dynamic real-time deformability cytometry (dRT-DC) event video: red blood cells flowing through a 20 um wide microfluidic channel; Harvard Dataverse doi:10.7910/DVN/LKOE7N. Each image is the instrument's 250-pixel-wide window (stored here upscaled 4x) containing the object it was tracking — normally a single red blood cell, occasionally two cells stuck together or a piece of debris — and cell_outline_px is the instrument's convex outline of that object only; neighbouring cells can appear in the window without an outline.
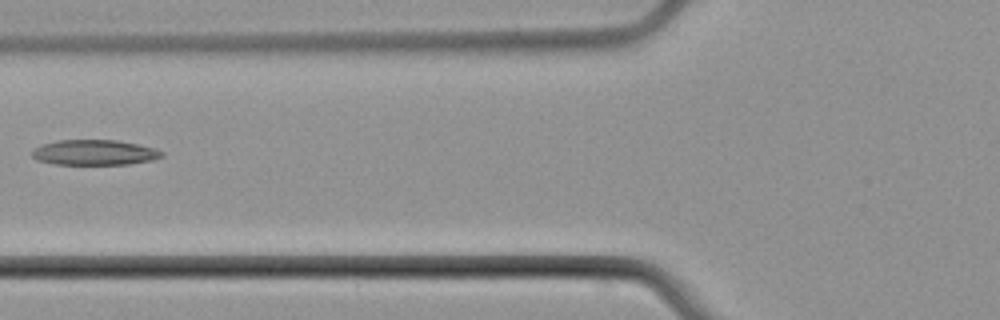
{"species": "common noctule bat (a hibernating species)", "species_latin": "Nyctalus noctula", "temperature_condition": "cold", "stored_images_in_passage": 7, "camera_frame_rate_fps": 3000, "um_per_image_px": 0.085, "animal": {"sex": "male", "body_mass_g": 21.5, "forearm_length_mm": 52.0}, "frame": {"image": 1, "passage_image": 6, "time_ms": 6.333, "image_size_px": [1000, 320], "cell_outline_px": [[164, 156], [152, 160], [128, 164], [56, 164], [36, 160], [32, 156], [32, 148], [40, 144], [56, 140], [116, 140], [156, 148], [164, 152]], "centroid_in_image_um": [8.0, 12.95], "position_along_channel_um": 117.8, "area_um2": 19.25}}